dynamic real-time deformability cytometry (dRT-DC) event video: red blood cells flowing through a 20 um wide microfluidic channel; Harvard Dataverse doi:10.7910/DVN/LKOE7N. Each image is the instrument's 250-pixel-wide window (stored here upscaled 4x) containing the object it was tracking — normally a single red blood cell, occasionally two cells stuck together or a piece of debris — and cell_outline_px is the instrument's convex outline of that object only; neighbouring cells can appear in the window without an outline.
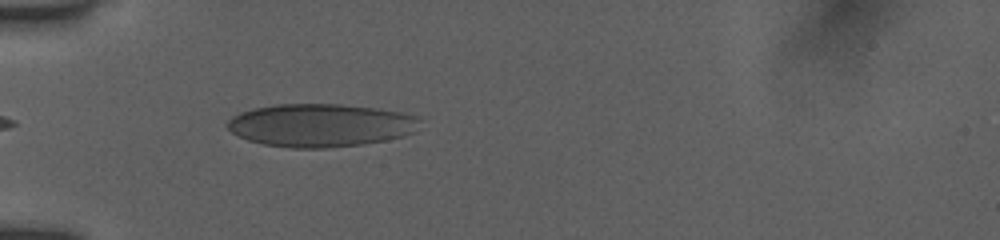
{"species": "human", "species_latin": "Homo sapiens", "temperature_condition": "room temperature", "stored_images_in_passage": 13, "camera_frame_rate_fps": 3000, "um_per_image_px": 0.085, "donor": {"sex": "female"}, "frame": {"image": 1, "passage_image": 8, "time_ms": 2.333, "image_size_px": [1000, 240], "cell_outline_px": [[420, 120], [416, 132], [404, 136], [384, 140], [360, 144], [324, 148], [292, 148], [264, 144], [248, 140], [232, 132], [224, 124], [232, 116], [240, 112], [252, 108], [276, 104], [340, 104], [376, 108], [400, 112], [420, 116]], "centroid_in_image_um": [27.24, 10.64], "position_along_channel_um": 57.8, "area_um2": 48.44}}
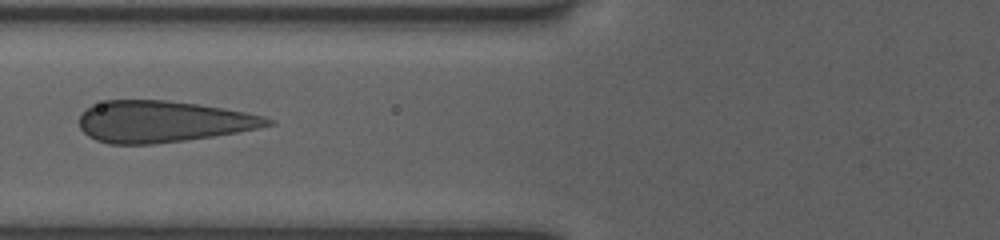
{"frame": {"image": 2, "passage_image": 11, "time_ms": 3.333, "image_size_px": [1000, 240], "cell_outline_px": [[276, 124], [236, 132], [212, 136], [184, 140], [152, 144], [108, 144], [96, 140], [88, 136], [80, 128], [80, 116], [92, 104], [104, 100], [164, 100], [196, 104], [244, 112], [264, 116], [272, 120]], "centroid_in_image_um": [13.79, 10.33], "position_along_channel_um": 112.0, "area_um2": 45.08}}
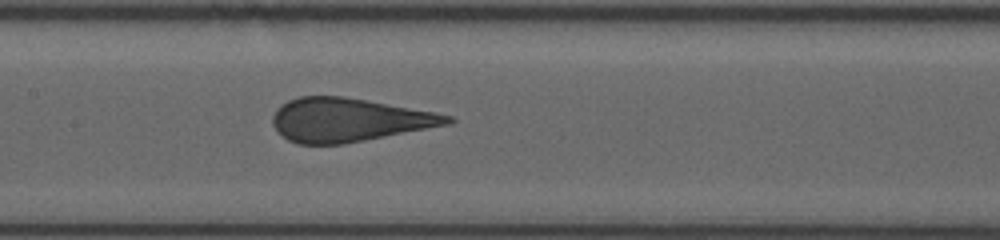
{"frame": {"image": 3, "passage_image": 13, "time_ms": 4.0, "image_size_px": [1000, 240], "cell_outline_px": [[456, 120], [452, 124], [344, 144], [296, 144], [288, 140], [272, 124], [272, 116], [280, 104], [288, 100], [300, 96], [344, 96], [368, 100], [432, 112], [452, 116]], "centroid_in_image_um": [29.64, 10.19], "position_along_channel_um": 177.8, "area_um2": 44.33}}